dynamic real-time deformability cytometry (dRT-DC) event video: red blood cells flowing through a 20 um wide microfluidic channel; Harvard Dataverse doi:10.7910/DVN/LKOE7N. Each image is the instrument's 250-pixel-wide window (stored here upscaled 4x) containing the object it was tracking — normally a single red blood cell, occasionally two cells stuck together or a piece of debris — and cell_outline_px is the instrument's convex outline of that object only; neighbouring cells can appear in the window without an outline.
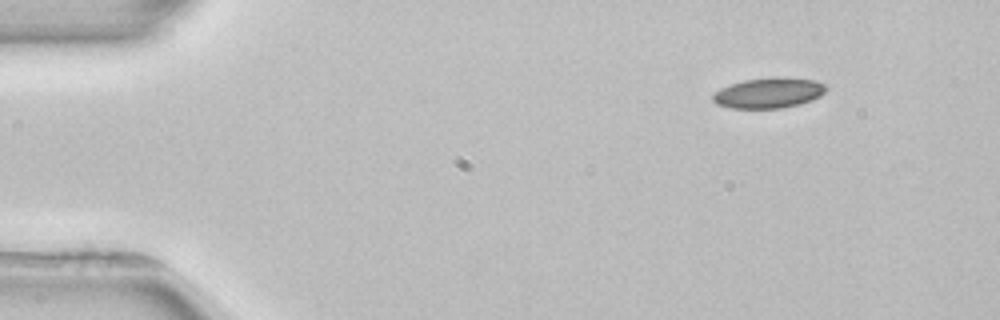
{"species": "common noctule bat (a hibernating species)", "species_latin": "Nyctalus noctula", "temperature_condition": "room temperature", "stored_images_in_passage": 4, "segment_of_instrument_passage": [2, 2], "camera_frame_rate_fps": 3000, "um_per_image_px": 0.085, "animal": {"sex": "female", "body_mass_g": 22.7, "forearm_length_mm": 54.2}, "frame": {"image": 1, "passage_image": 4, "time_ms": 5.333, "image_size_px": [1000, 320], "cell_outline_px": [[828, 88], [820, 96], [812, 100], [800, 104], [780, 108], [732, 108], [716, 104], [712, 100], [712, 96], [720, 88], [744, 80], [776, 76], [816, 80], [824, 84]], "centroid_in_image_um": [65.36, 7.89], "position_along_channel_um": 19.6, "area_um2": 20.11}}